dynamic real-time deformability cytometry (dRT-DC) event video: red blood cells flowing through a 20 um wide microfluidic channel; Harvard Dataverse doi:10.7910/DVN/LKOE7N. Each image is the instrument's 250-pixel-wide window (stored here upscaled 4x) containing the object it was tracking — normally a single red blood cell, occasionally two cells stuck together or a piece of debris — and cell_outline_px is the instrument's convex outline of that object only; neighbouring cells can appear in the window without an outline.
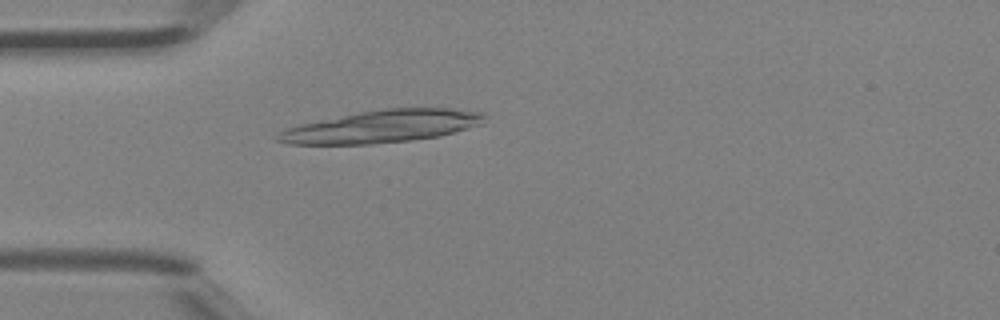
{"species": "Egyptian fruit bat (a non-hibernating species)", "species_latin": "Rousettus aegyptiacus", "temperature_condition": "room temperature", "stored_images_in_passage": 1, "camera_frame_rate_fps": 3000, "um_per_image_px": 0.085, "animal": {"sex": "female"}, "frame": {"image": 1, "passage_image": 1, "time_ms": 0.0, "image_size_px": [1000, 320], "cell_outline_px": [[488, 116], [484, 124], [440, 136], [412, 140], [372, 144], [288, 144], [276, 140], [276, 136], [280, 132], [288, 128], [300, 124], [360, 112], [384, 108], [448, 108], [484, 112]], "centroid_in_image_um": [32.56, 10.74], "position_along_channel_um": 52.4, "area_um2": 39.07}}